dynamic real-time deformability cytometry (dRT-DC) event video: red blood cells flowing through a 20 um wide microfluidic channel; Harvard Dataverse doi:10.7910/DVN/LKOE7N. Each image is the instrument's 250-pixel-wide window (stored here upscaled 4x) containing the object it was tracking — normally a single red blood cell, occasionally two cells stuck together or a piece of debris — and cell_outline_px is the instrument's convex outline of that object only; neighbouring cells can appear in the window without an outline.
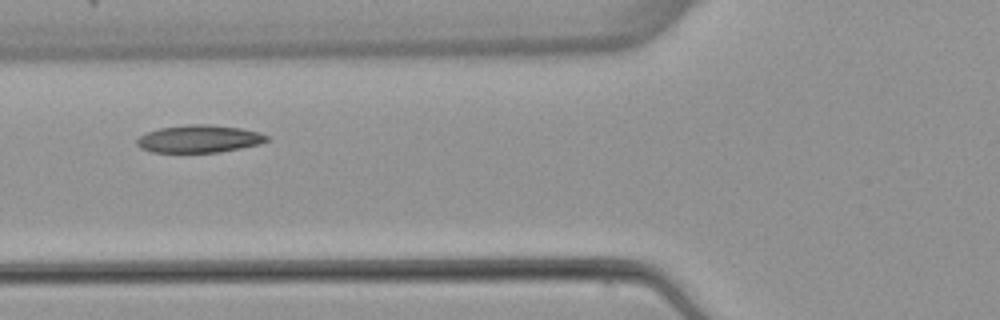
{"species": "common noctule bat (a hibernating species)", "species_latin": "Nyctalus noctula", "temperature_condition": "warm", "stored_images_in_passage": 7, "camera_frame_rate_fps": 3000, "um_per_image_px": 0.085, "animal": {"sex": "female", "body_mass_g": 22.7, "forearm_length_mm": 54.2}, "frame": {"image": 1, "passage_image": 5, "time_ms": 6.333, "image_size_px": [1000, 320], "cell_outline_px": [[268, 140], [260, 144], [220, 152], [152, 152], [140, 148], [136, 144], [136, 140], [140, 136], [148, 132], [160, 128], [188, 124], [208, 124], [240, 128], [260, 132], [268, 136]], "centroid_in_image_um": [16.93, 11.8], "position_along_channel_um": 108.9, "area_um2": 20.81}}
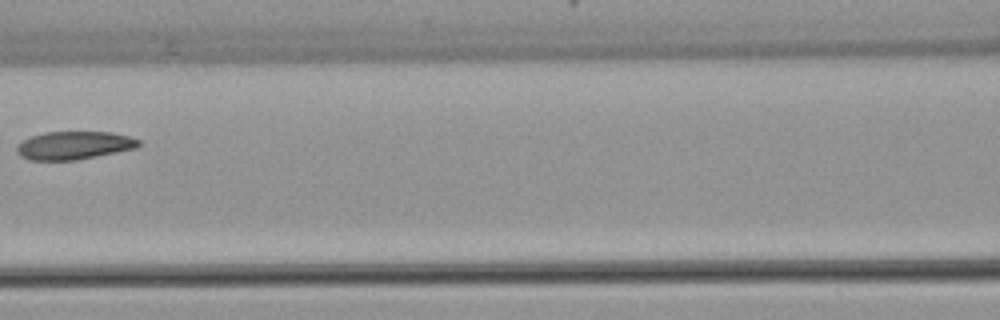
{"frame": {"image": 2, "passage_image": 6, "time_ms": 7.667, "image_size_px": [1000, 320], "cell_outline_px": [[140, 144], [136, 148], [76, 160], [28, 160], [20, 156], [16, 152], [16, 148], [24, 140], [32, 136], [44, 132], [112, 132], [128, 136], [140, 140]], "centroid_in_image_um": [6.28, 12.36], "position_along_channel_um": 160.3, "area_um2": 19.83}}